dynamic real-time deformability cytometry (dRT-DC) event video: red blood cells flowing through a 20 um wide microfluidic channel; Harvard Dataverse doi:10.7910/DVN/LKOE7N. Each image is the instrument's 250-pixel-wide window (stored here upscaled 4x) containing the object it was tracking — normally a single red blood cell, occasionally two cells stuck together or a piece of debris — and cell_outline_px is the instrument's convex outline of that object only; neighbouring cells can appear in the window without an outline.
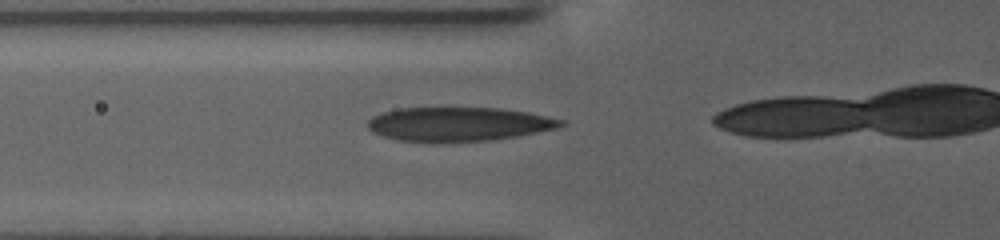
{"species": "human", "species_latin": "Homo sapiens", "temperature_condition": "warm", "stored_images_in_passage": 55, "camera_frame_rate_fps": 3000, "um_per_image_px": 0.085, "donor": {"sex": "female"}, "frame": {"image": 1, "passage_image": 44, "time_ms": 14.333, "image_size_px": [1000, 240], "cell_outline_px": [[568, 124], [560, 128], [520, 136], [492, 140], [432, 144], [400, 140], [384, 136], [372, 132], [368, 128], [368, 120], [372, 116], [380, 112], [400, 108], [500, 108], [528, 112], [564, 120]], "centroid_in_image_um": [39.01, 10.57], "position_along_channel_um": 86.8, "area_um2": 39.19}}
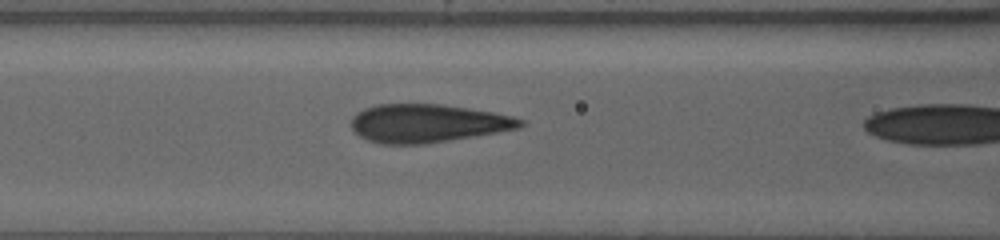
{"frame": {"image": 2, "passage_image": 53, "time_ms": 17.333, "image_size_px": [1000, 240], "cell_outline_px": [[524, 124], [520, 128], [424, 144], [380, 144], [368, 140], [352, 132], [352, 116], [356, 112], [364, 108], [376, 104], [440, 104], [468, 108], [492, 112], [512, 116], [524, 120]], "centroid_in_image_um": [36.29, 10.47], "position_along_channel_um": 130.3, "area_um2": 37.63}}